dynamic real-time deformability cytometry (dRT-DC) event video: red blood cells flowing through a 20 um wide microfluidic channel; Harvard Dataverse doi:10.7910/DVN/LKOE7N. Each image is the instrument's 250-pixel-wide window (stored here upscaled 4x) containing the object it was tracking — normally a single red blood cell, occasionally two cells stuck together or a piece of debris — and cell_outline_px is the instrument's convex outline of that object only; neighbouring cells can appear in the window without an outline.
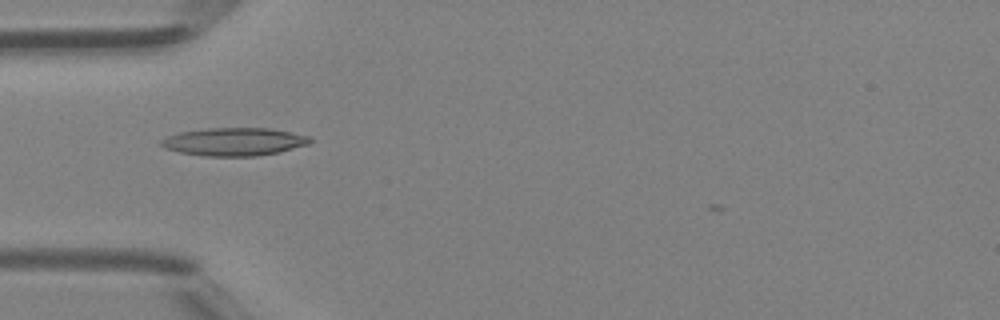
{"species": "Egyptian fruit bat (a non-hibernating species)", "species_latin": "Rousettus aegyptiacus", "temperature_condition": "room temperature", "stored_images_in_passage": 6, "camera_frame_rate_fps": 3000, "um_per_image_px": 0.085, "animal": {"sex": "female"}, "frame": {"image": 1, "passage_image": 5, "time_ms": 4.667, "image_size_px": [1000, 320], "cell_outline_px": [[312, 140], [308, 144], [280, 152], [256, 156], [204, 156], [180, 152], [164, 148], [160, 144], [160, 140], [168, 136], [180, 132], [204, 128], [268, 128], [312, 136]], "centroid_in_image_um": [19.91, 12.04], "position_along_channel_um": 65.1, "area_um2": 24.33}}
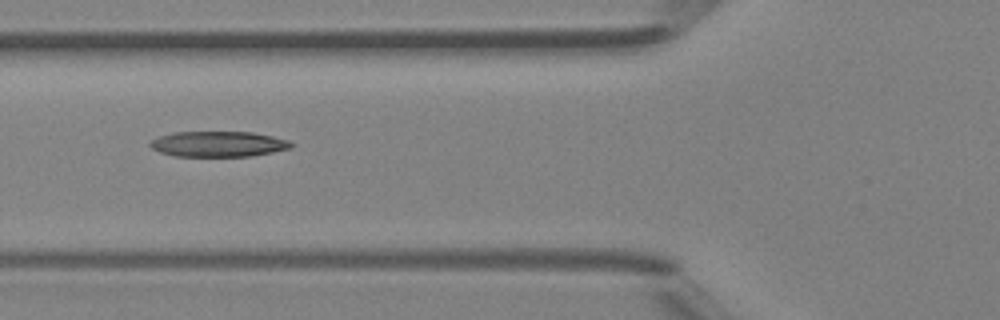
{"frame": {"image": 2, "passage_image": 6, "time_ms": 5.667, "image_size_px": [1000, 320], "cell_outline_px": [[296, 144], [292, 148], [252, 156], [172, 156], [160, 152], [152, 148], [148, 144], [152, 140], [160, 136], [172, 132], [252, 132], [272, 136], [288, 140]], "centroid_in_image_um": [18.58, 12.24], "position_along_channel_um": 107.2, "area_um2": 21.04}}